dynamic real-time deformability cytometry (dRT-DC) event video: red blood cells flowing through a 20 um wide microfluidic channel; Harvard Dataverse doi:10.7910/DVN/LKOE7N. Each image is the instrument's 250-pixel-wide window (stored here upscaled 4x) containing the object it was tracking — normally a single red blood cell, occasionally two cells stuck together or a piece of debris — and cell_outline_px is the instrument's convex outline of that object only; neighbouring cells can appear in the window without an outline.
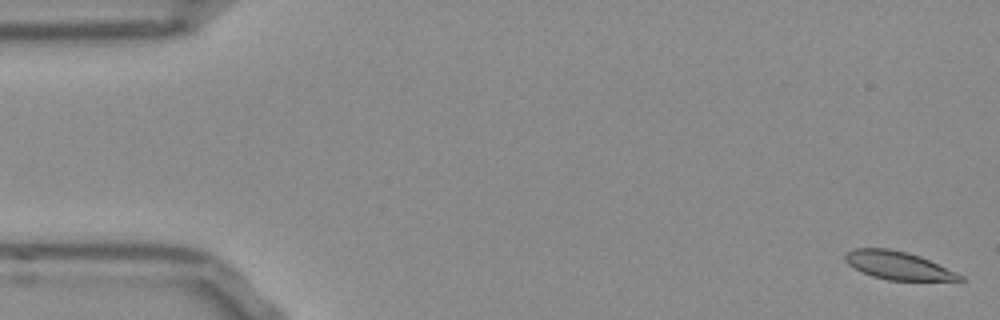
{"species": "Egyptian fruit bat (a non-hibernating species)", "species_latin": "Rousettus aegyptiacus", "temperature_condition": "room temperature", "stored_images_in_passage": 53, "camera_frame_rate_fps": 3000, "um_per_image_px": 0.085, "frame": {"image": 1, "passage_image": 1, "time_ms": 0.0, "image_size_px": [1000, 320], "cell_outline_px": [[964, 280], [888, 280], [872, 276], [848, 264], [844, 260], [844, 256], [848, 252], [856, 248], [888, 248], [908, 252], [920, 256], [956, 272], [964, 276]], "centroid_in_image_um": [76.33, 22.55], "position_along_channel_um": 8.7, "area_um2": 18.5}}
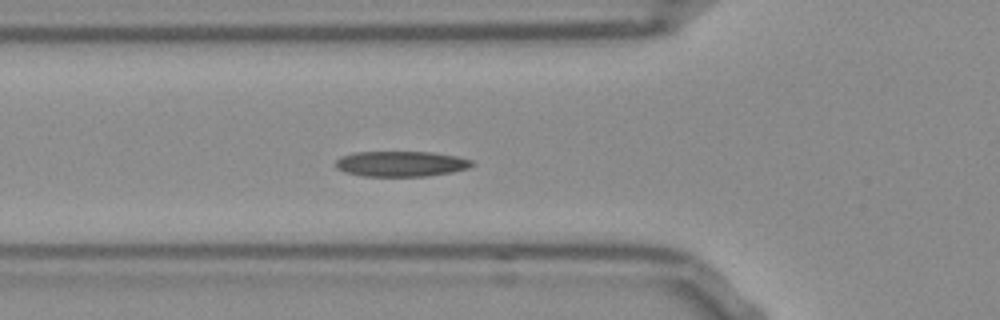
{"frame": {"image": 2, "passage_image": 18, "time_ms": 5.667, "image_size_px": [1000, 320], "cell_outline_px": [[476, 164], [468, 168], [452, 172], [428, 176], [360, 176], [344, 172], [336, 168], [332, 164], [340, 156], [352, 152], [432, 152], [456, 156], [472, 160]], "centroid_in_image_um": [34.04, 13.92], "position_along_channel_um": 91.8, "area_um2": 20.52}}
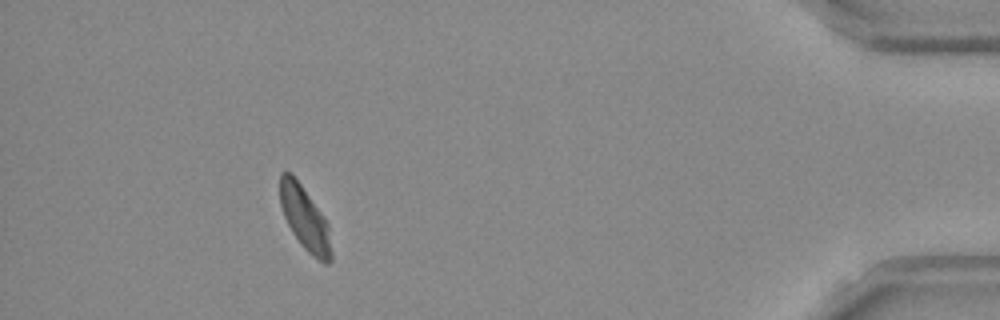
{"frame": {"image": 3, "passage_image": 48, "time_ms": 15.667, "image_size_px": [1000, 320], "cell_outline_px": [[332, 260], [328, 264], [324, 264], [312, 256], [300, 244], [292, 232], [284, 216], [280, 204], [280, 172], [292, 172], [324, 216], [328, 224], [332, 252]], "centroid_in_image_um": [25.92, 18.58], "position_along_channel_um": 409.3, "area_um2": 19.19}, "authors_computed_cell_mechanics": {"area_um2": 19.7676, "velocity_mm_per_s": 3.7857, "shape_relaxation_time_tau1_ms": 5.0793, "shape_relaxation_time_tau2_ms": 2.4715, "deformation_change_tau1": 0.1277, "deformation_change_tau2": 0.0781}}